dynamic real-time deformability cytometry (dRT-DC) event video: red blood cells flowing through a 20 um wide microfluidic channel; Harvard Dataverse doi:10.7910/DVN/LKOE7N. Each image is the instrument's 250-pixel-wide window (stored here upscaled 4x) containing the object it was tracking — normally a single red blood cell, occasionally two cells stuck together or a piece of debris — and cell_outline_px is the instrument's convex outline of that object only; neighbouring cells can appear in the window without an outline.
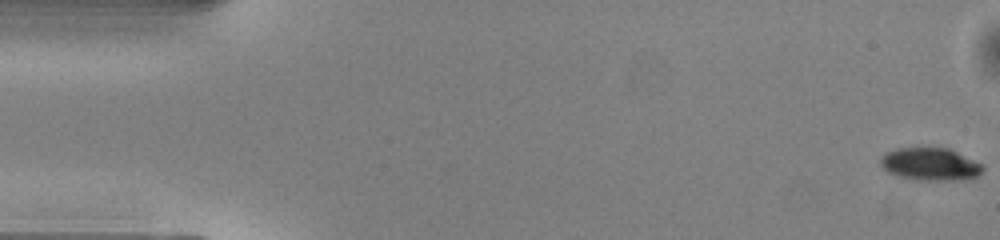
{"species": "common noctule bat (a hibernating species)", "species_latin": "Nyctalus noctula", "temperature_condition": "warm", "stored_images_in_passage": 51, "camera_frame_rate_fps": 3000, "um_per_image_px": 0.085, "animal": {"sex": "male", "body_mass_g": 13.0, "forearm_length_mm": 53.1}, "frame": {"image": 1, "passage_image": 1, "time_ms": 0.0, "image_size_px": [1000, 240], "cell_outline_px": [[984, 168], [976, 176], [964, 180], [912, 180], [896, 176], [888, 172], [880, 164], [880, 156], [884, 152], [896, 148], [948, 148], [980, 164]], "centroid_in_image_um": [78.99, 13.96], "position_along_channel_um": 6.0, "area_um2": 19.42}}
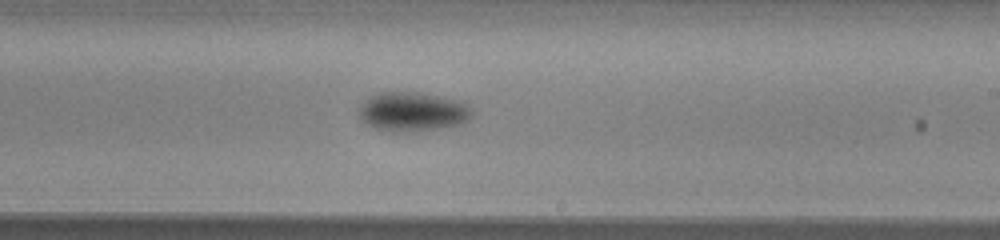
{"frame": {"image": 2, "passage_image": 30, "time_ms": 9.667, "image_size_px": [1000, 240], "cell_outline_px": [[472, 116], [468, 120], [460, 124], [436, 128], [404, 132], [392, 132], [376, 128], [360, 120], [356, 108], [368, 96], [376, 92], [420, 92], [464, 100], [472, 108]], "centroid_in_image_um": [35.05, 9.46], "position_along_channel_um": 254.0, "area_um2": 26.41}}
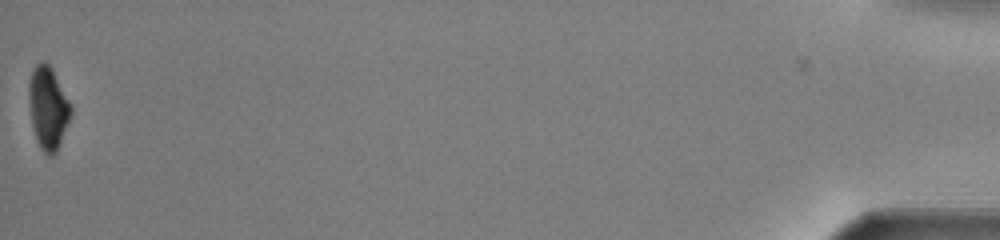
{"frame": {"image": 3, "passage_image": 51, "time_ms": 16.667, "image_size_px": [1000, 240], "cell_outline_px": [[72, 112], [60, 144], [56, 152], [52, 156], [48, 156], [40, 148], [36, 140], [32, 128], [28, 100], [28, 84], [32, 68], [36, 64], [48, 64], [52, 68], [72, 104]], "centroid_in_image_um": [4.08, 9.19], "position_along_channel_um": 431.1, "area_um2": 20.46}, "authors_computed_cell_mechanics": {"area_um2": 22.4264, "velocity_mm_per_s": 4.0649, "shape_relaxation_time_tau1_ms": 1.5993, "shape_relaxation_time_tau2_ms": null, "deformation_change_tau1": 0.0935, "deformation_change_tau2": null}}